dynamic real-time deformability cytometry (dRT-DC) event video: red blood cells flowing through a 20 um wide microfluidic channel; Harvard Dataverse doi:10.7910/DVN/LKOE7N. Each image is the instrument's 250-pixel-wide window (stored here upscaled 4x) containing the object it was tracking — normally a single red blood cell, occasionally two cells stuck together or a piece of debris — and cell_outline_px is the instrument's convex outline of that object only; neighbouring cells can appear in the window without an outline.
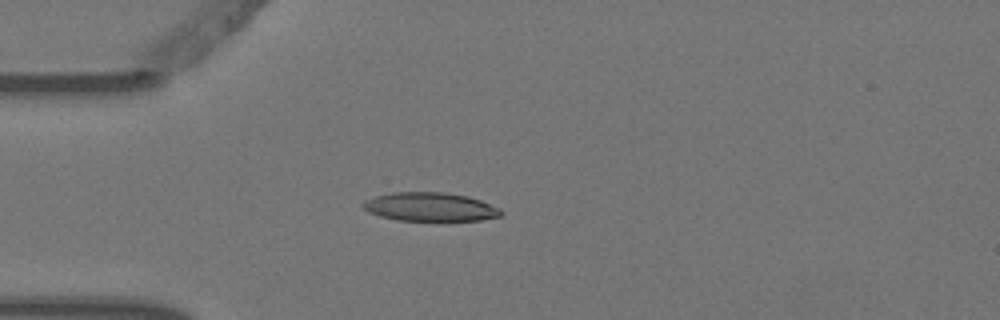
{"species": "Egyptian fruit bat (a non-hibernating species)", "species_latin": "Rousettus aegyptiacus", "temperature_condition": "warm", "stored_images_in_passage": 3, "camera_frame_rate_fps": 3000, "um_per_image_px": 0.085, "animal": {"sex": "female"}, "frame": {"image": 1, "passage_image": 2, "time_ms": 0.333, "image_size_px": [1000, 320], "cell_outline_px": [[504, 212], [500, 216], [480, 220], [396, 220], [380, 216], [368, 212], [360, 204], [364, 200], [376, 196], [392, 192], [444, 192], [468, 196], [480, 200], [500, 208]], "centroid_in_image_um": [36.55, 17.58], "position_along_channel_um": 48.5, "area_um2": 23.06}}